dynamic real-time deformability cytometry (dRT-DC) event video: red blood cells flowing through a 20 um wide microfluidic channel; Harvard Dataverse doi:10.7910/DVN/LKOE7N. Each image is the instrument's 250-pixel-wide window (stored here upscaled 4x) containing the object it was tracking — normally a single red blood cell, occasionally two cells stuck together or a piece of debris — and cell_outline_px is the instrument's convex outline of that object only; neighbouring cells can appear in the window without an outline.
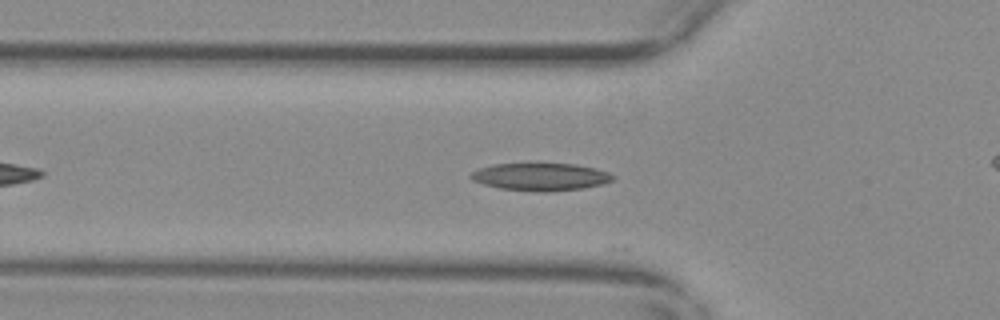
{"species": "common noctule bat (a hibernating species)", "species_latin": "Nyctalus noctula", "temperature_condition": "warm", "stored_images_in_passage": 8, "camera_frame_rate_fps": 3000, "um_per_image_px": 0.085, "animal": {"sex": "female", "body_mass_g": 29.2, "forearm_length_mm": 56.3}, "frame": {"image": 1, "passage_image": 5, "time_ms": 1.333, "image_size_px": [1000, 320], "cell_outline_px": [[616, 180], [584, 188], [544, 192], [540, 192], [500, 188], [484, 184], [472, 180], [468, 176], [472, 172], [480, 168], [492, 164], [576, 164], [608, 172], [616, 176]], "centroid_in_image_um": [45.96, 15.03], "position_along_channel_um": 79.8, "area_um2": 22.66}}